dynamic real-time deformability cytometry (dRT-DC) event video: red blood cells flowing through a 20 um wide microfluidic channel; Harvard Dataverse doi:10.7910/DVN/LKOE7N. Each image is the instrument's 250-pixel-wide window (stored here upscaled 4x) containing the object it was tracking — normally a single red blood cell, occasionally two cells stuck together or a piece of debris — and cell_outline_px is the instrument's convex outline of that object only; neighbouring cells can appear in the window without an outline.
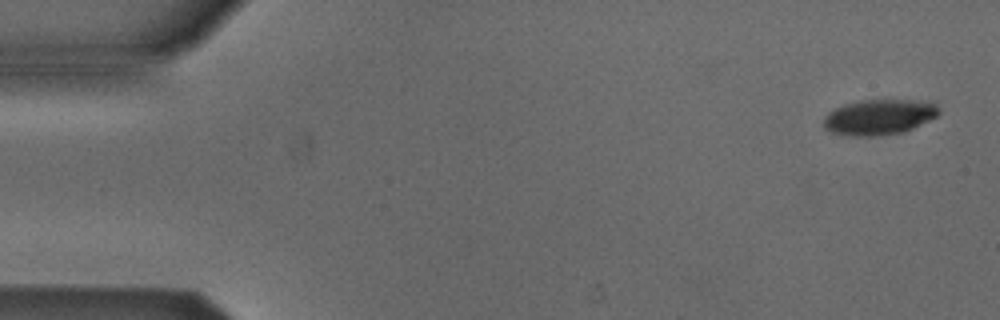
{"species": "Egyptian fruit bat (a non-hibernating species)", "species_latin": "Rousettus aegyptiacus", "temperature_condition": "cold", "stored_images_in_passage": 4, "camera_frame_rate_fps": 3000, "um_per_image_px": 0.085, "animal": {"sex": "male"}, "frame": {"image": 1, "passage_image": 1, "time_ms": 0.0, "image_size_px": [1000, 320], "cell_outline_px": [[940, 112], [936, 116], [904, 132], [876, 136], [852, 136], [832, 132], [824, 128], [824, 116], [828, 112], [844, 104], [860, 100], [916, 100], [936, 104], [940, 108]], "centroid_in_image_um": [74.7, 9.95], "position_along_channel_um": 10.3, "area_um2": 23.7}}